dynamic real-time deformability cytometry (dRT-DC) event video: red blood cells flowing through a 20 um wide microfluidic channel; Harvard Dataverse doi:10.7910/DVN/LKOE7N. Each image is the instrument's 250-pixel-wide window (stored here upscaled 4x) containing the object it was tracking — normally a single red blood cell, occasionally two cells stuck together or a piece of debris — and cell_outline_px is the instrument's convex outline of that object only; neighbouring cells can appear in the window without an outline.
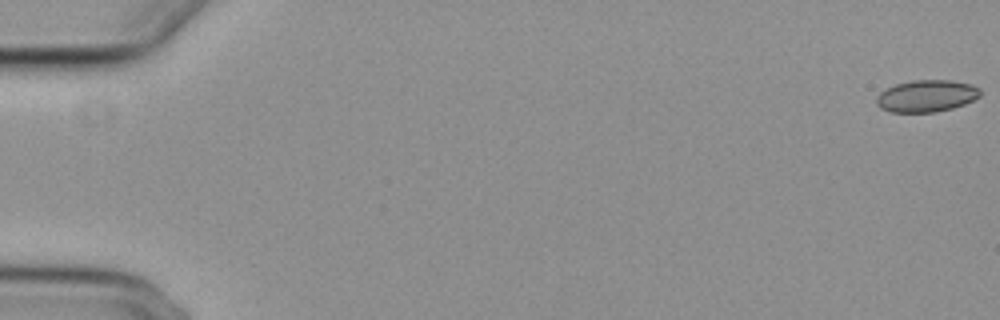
{"species": "common noctule bat (a hibernating species)", "species_latin": "Nyctalus noctula", "temperature_condition": "cold", "stored_images_in_passage": 51, "camera_frame_rate_fps": 3000, "um_per_image_px": 0.085, "animal": {"sex": "female", "body_mass_g": 29.2, "forearm_length_mm": 56.3}, "frame": {"image": 1, "passage_image": 1, "time_ms": 0.0, "image_size_px": [1000, 320], "cell_outline_px": [[980, 96], [964, 104], [952, 108], [936, 112], [892, 112], [880, 108], [876, 104], [876, 96], [880, 92], [896, 84], [912, 80], [948, 80], [972, 84], [980, 88]], "centroid_in_image_um": [78.74, 8.16], "position_along_channel_um": 6.3, "area_um2": 19.31}}
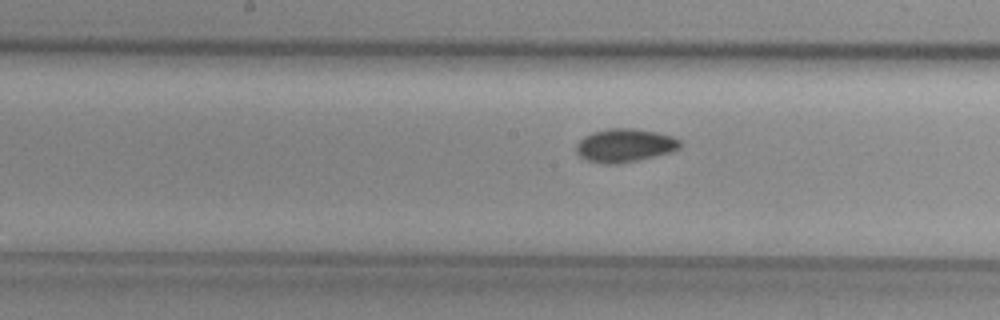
{"frame": {"image": 2, "passage_image": 30, "time_ms": 9.667, "image_size_px": [1000, 320], "cell_outline_px": [[680, 148], [668, 152], [636, 160], [616, 164], [604, 164], [588, 160], [580, 156], [576, 152], [576, 144], [584, 136], [592, 132], [608, 128], [632, 128], [656, 132], [672, 136], [680, 140]], "centroid_in_image_um": [53.07, 12.34], "position_along_channel_um": 195.1, "area_um2": 19.94}}
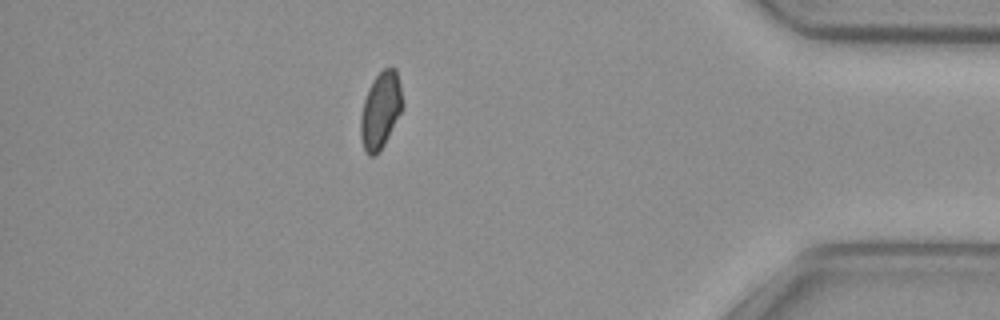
{"frame": {"image": 3, "passage_image": 50, "time_ms": 16.333, "image_size_px": [1000, 320], "cell_outline_px": [[400, 112], [384, 144], [376, 156], [368, 156], [364, 152], [360, 136], [360, 116], [364, 100], [368, 88], [372, 80], [384, 68], [396, 68], [400, 84]], "centroid_in_image_um": [32.29, 9.41], "position_along_channel_um": 402.9, "area_um2": 18.32}}